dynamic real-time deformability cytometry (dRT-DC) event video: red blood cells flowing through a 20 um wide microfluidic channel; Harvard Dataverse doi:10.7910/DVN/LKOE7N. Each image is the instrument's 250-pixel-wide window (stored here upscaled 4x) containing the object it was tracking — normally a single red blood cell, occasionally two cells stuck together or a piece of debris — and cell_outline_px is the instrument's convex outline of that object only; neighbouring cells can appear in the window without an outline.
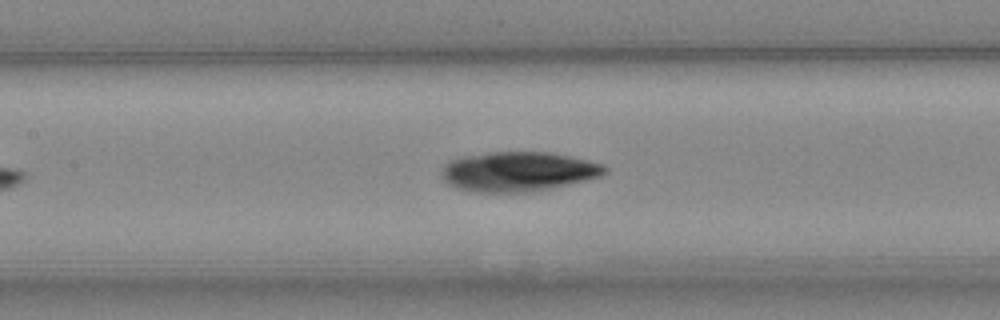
{"species": "Egyptian fruit bat (a non-hibernating species)", "species_latin": "Rousettus aegyptiacus", "temperature_condition": "cold", "stored_images_in_passage": 31, "camera_frame_rate_fps": 3000, "um_per_image_px": 0.085, "animal": {"sex": "female"}, "frame": {"image": 1, "passage_image": 14, "time_ms": 4.333, "image_size_px": [1000, 320], "cell_outline_px": [[608, 172], [600, 176], [552, 188], [532, 192], [476, 192], [456, 188], [448, 184], [444, 180], [440, 172], [444, 164], [448, 160], [460, 156], [488, 152], [552, 152], [588, 160], [604, 164], [608, 168]], "centroid_in_image_um": [44.02, 14.57], "position_along_channel_um": 163.4, "area_um2": 38.09}}
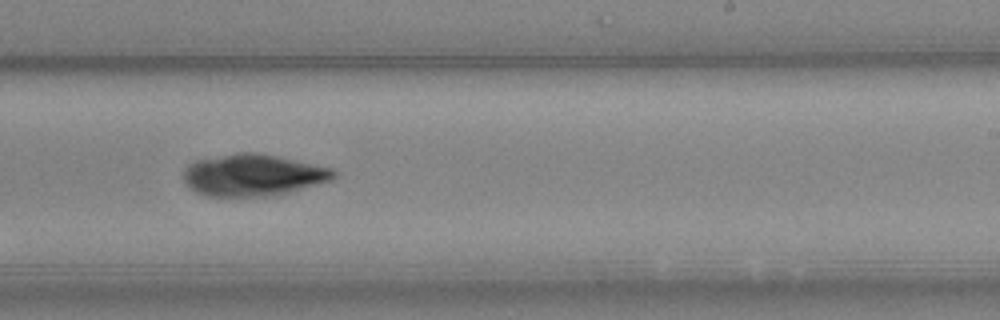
{"frame": {"image": 2, "passage_image": 22, "time_ms": 7.0, "image_size_px": [1000, 320], "cell_outline_px": [[336, 176], [332, 180], [276, 196], [208, 196], [196, 192], [188, 188], [184, 184], [184, 168], [188, 164], [196, 160], [236, 152], [256, 152], [276, 156], [332, 168], [336, 172]], "centroid_in_image_um": [21.48, 14.89], "position_along_channel_um": 267.5, "area_um2": 36.76}}
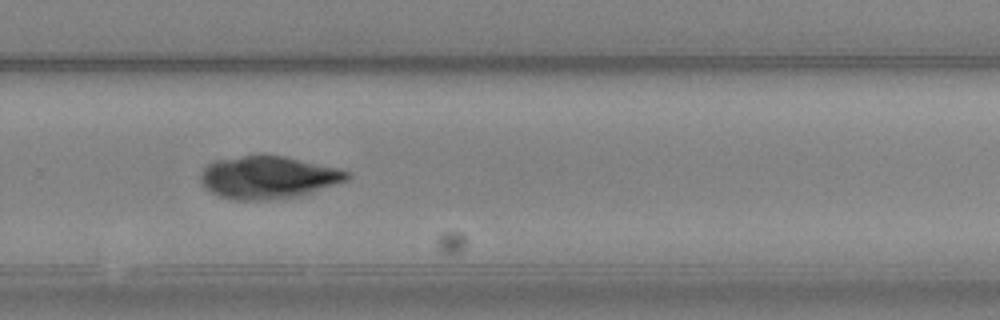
{"frame": {"image": 3, "passage_image": 25, "time_ms": 8.0, "image_size_px": [1000, 320], "cell_outline_px": [[352, 176], [348, 180], [300, 196], [268, 200], [236, 200], [216, 196], [204, 188], [200, 184], [200, 172], [208, 164], [216, 160], [260, 152], [264, 152], [284, 156], [336, 168], [348, 172]], "centroid_in_image_um": [22.73, 15.06], "position_along_channel_um": 307.1, "area_um2": 37.05}}